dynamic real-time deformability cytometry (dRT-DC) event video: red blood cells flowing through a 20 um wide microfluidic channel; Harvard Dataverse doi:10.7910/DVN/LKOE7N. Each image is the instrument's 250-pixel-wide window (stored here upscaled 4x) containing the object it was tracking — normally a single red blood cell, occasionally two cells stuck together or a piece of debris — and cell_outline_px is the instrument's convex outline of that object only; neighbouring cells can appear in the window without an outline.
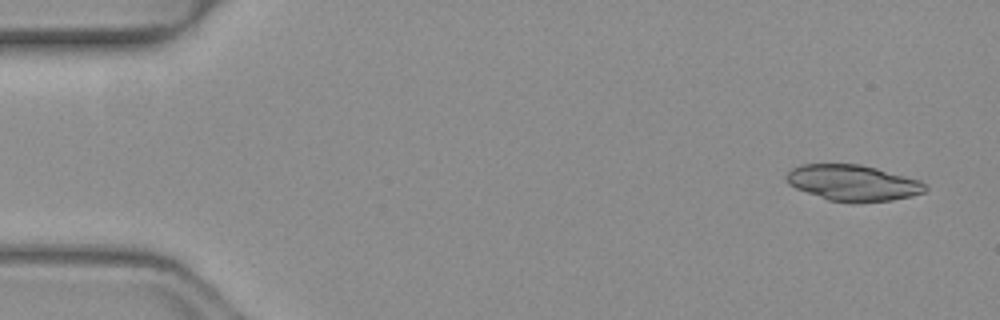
{"species": "common noctule bat (a hibernating species)", "species_latin": "Nyctalus noctula", "temperature_condition": "warm", "stored_images_in_passage": 48, "segment_of_instrument_passage": [1, 2], "camera_frame_rate_fps": 3000, "um_per_image_px": 0.085, "animal": {"sex": "female", "body_mass_g": 19.3, "forearm_length_mm": 54.1}, "frame": {"image": 1, "passage_image": 3, "time_ms": 0.667, "image_size_px": [1000, 320], "cell_outline_px": [[928, 188], [924, 192], [912, 196], [892, 200], [856, 204], [852, 204], [828, 200], [796, 188], [788, 184], [784, 180], [784, 176], [792, 168], [800, 164], [860, 164], [876, 168], [920, 180], [928, 184]], "centroid_in_image_um": [72.5, 15.56], "position_along_channel_um": 12.5, "area_um2": 29.59}}